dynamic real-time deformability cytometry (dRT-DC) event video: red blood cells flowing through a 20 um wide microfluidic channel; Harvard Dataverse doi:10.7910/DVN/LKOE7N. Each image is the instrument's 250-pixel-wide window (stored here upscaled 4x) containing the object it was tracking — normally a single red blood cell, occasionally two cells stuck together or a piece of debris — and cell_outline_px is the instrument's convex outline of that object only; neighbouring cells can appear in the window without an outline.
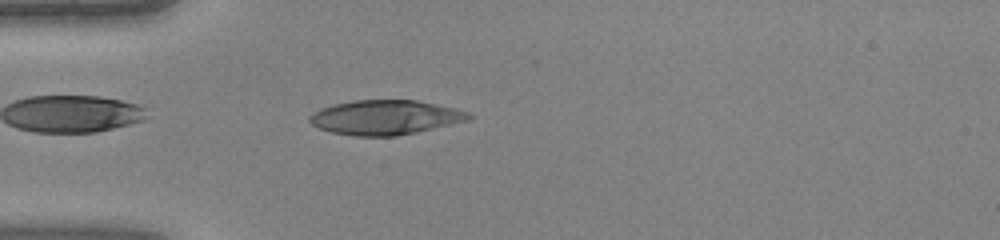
{"species": "human", "species_latin": "Homo sapiens", "temperature_condition": "warm", "stored_images_in_passage": 34, "camera_frame_rate_fps": 3000, "um_per_image_px": 0.085, "donor": {"sex": "female"}, "frame": {"image": 1, "passage_image": 3, "time_ms": 0.667, "image_size_px": [1000, 240], "cell_outline_px": [[472, 116], [468, 120], [416, 132], [396, 136], [352, 136], [332, 132], [320, 128], [312, 124], [308, 120], [308, 116], [312, 112], [320, 108], [352, 100], [416, 100], [456, 108], [468, 112]], "centroid_in_image_um": [32.71, 9.97], "position_along_channel_um": 52.3, "area_um2": 31.96}}
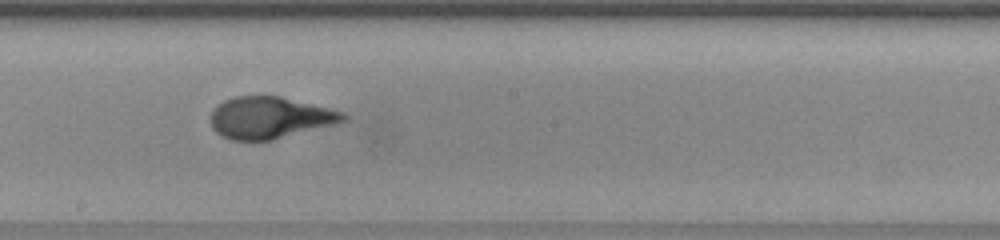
{"frame": {"image": 2, "passage_image": 15, "time_ms": 4.667, "image_size_px": [1000, 240], "cell_outline_px": [[348, 120], [336, 124], [272, 140], [232, 140], [220, 136], [212, 128], [212, 112], [224, 100], [236, 96], [280, 96], [344, 112], [348, 116]], "centroid_in_image_um": [22.97, 10.01], "position_along_channel_um": 225.2, "area_um2": 32.08}}
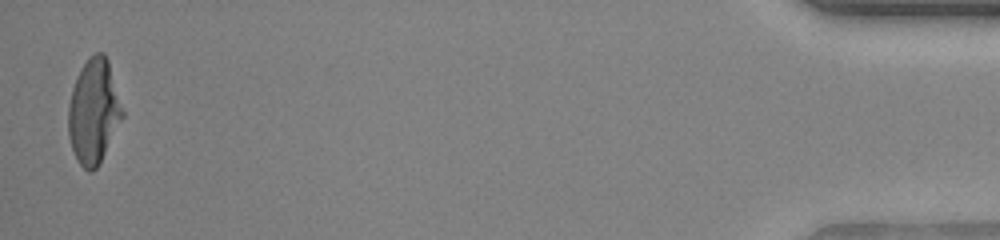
{"frame": {"image": 3, "passage_image": 34, "time_ms": 11.0, "image_size_px": [1000, 240], "cell_outline_px": [[124, 116], [96, 168], [92, 172], [88, 172], [80, 164], [72, 148], [68, 136], [68, 108], [72, 88], [80, 68], [88, 56], [96, 52], [104, 52], [108, 60], [124, 112]], "centroid_in_image_um": [7.96, 9.43], "position_along_channel_um": 427.2, "area_um2": 32.83}}